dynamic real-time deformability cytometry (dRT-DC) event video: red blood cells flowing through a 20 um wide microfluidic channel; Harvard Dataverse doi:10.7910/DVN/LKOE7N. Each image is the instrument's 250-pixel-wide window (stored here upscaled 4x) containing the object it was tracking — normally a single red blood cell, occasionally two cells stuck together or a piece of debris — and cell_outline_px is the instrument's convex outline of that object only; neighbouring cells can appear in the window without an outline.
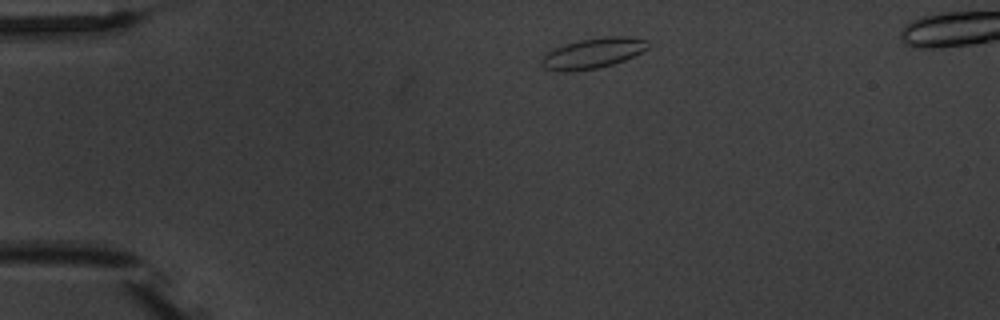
{"species": "common noctule bat (a hibernating species)", "species_latin": "Nyctalus noctula", "temperature_condition": "warm", "stored_images_in_passage": 3, "camera_frame_rate_fps": 3000, "um_per_image_px": 0.085, "animal": {"sex": "male", "body_mass_g": 20.1, "forearm_length_mm": 53.5}, "frame": {"image": 1, "passage_image": 1, "time_ms": 0.0, "image_size_px": [1000, 320], "cell_outline_px": [[652, 44], [648, 48], [624, 60], [612, 64], [596, 68], [568, 72], [560, 72], [544, 68], [540, 64], [540, 60], [548, 52], [564, 44], [580, 40], [608, 36], [624, 36], [652, 40]], "centroid_in_image_um": [50.42, 4.52], "position_along_channel_um": 34.6, "area_um2": 18.84}}